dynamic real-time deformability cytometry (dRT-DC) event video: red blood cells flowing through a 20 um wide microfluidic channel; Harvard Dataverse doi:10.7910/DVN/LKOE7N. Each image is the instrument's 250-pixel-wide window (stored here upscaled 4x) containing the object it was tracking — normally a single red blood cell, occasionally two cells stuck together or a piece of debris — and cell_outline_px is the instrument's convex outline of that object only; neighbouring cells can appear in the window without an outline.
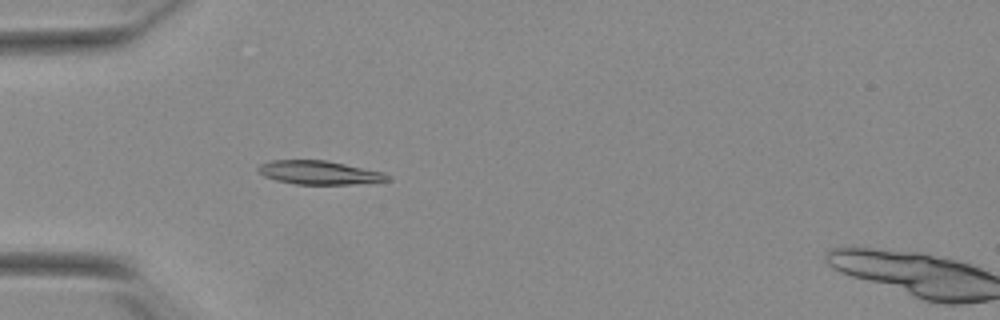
{"species": "Egyptian fruit bat (a non-hibernating species)", "species_latin": "Rousettus aegyptiacus", "temperature_condition": "warm", "stored_images_in_passage": 43, "camera_frame_rate_fps": 3000, "um_per_image_px": 0.085, "animal": {"sex": "female"}, "frame": {"image": 1, "passage_image": 7, "time_ms": 2.0, "image_size_px": [1000, 320], "cell_outline_px": [[392, 180], [348, 184], [296, 184], [276, 180], [264, 176], [256, 168], [260, 164], [272, 160], [324, 160], [384, 172], [392, 176]], "centroid_in_image_um": [27.14, 14.67], "position_along_channel_um": 57.9, "area_um2": 17.69}}
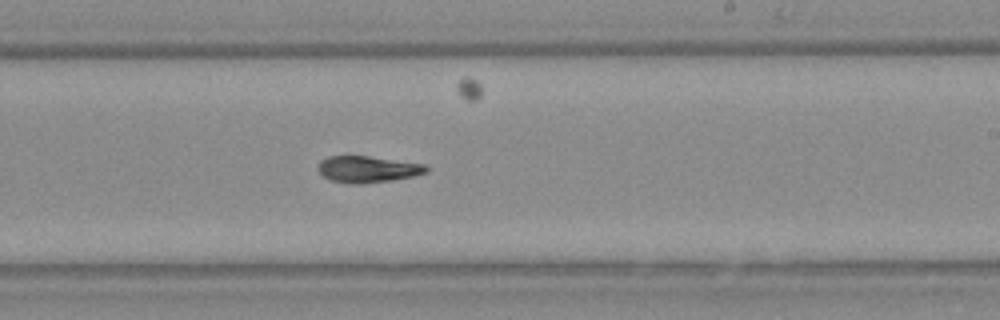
{"frame": {"image": 2, "passage_image": 23, "time_ms": 7.333, "image_size_px": [1000, 320], "cell_outline_px": [[428, 172], [412, 176], [392, 180], [360, 184], [348, 184], [332, 180], [324, 176], [320, 172], [320, 160], [328, 156], [368, 156], [424, 164], [428, 168]], "centroid_in_image_um": [31.26, 14.39], "position_along_channel_um": 257.7, "area_um2": 16.47}}
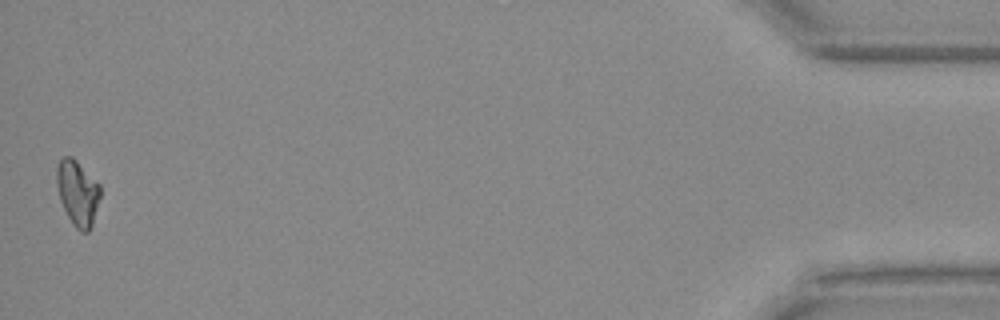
{"frame": {"image": 3, "passage_image": 43, "time_ms": 14.0, "image_size_px": [1000, 320], "cell_outline_px": [[100, 196], [92, 228], [88, 232], [80, 232], [72, 224], [60, 200], [56, 184], [56, 168], [60, 160], [64, 156], [72, 156], [100, 184]], "centroid_in_image_um": [6.6, 16.41], "position_along_channel_um": 428.6, "area_um2": 16.7}, "authors_computed_cell_mechanics": {"area_um2": 16.762, "velocity_mm_per_s": 3.8853, "shape_relaxation_time_tau1_ms": 5.9926, "shape_relaxation_time_tau2_ms": 4.5173, "deformation_change_tau1": 0.2133, "deformation_change_tau2": 0.0737}}